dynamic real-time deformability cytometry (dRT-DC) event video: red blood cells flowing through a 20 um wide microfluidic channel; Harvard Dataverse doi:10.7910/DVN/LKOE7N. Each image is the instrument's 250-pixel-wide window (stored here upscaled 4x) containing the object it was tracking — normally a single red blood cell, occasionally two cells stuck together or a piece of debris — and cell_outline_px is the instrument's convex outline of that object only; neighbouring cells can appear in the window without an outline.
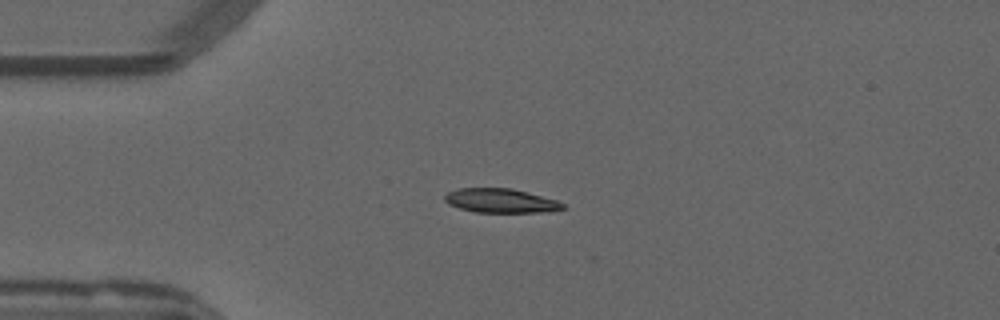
{"species": "common noctule bat (a hibernating species)", "species_latin": "Nyctalus noctula", "temperature_condition": "warm", "stored_images_in_passage": 41, "camera_frame_rate_fps": 3000, "um_per_image_px": 0.085, "animal": {"sex": "male", "forearm_length_mm": 52.5}, "frame": {"image": 1, "passage_image": 1, "time_ms": 0.0, "image_size_px": [1000, 320], "cell_outline_px": [[564, 208], [548, 212], [476, 212], [460, 208], [448, 204], [444, 200], [444, 196], [448, 192], [456, 188], [512, 188], [528, 192], [556, 200], [564, 204]], "centroid_in_image_um": [42.54, 17.05], "position_along_channel_um": 42.5, "area_um2": 16.59}}
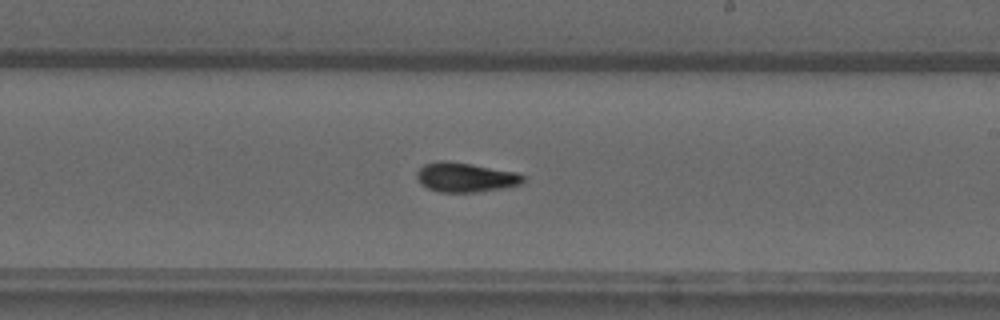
{"frame": {"image": 2, "passage_image": 19, "time_ms": 6.0, "image_size_px": [1000, 320], "cell_outline_px": [[524, 180], [520, 184], [500, 188], [476, 192], [440, 192], [428, 188], [416, 176], [416, 172], [424, 164], [440, 160], [448, 160], [472, 164], [516, 172], [524, 176]], "centroid_in_image_um": [39.55, 15.05], "position_along_channel_um": 249.5, "area_um2": 18.03}}
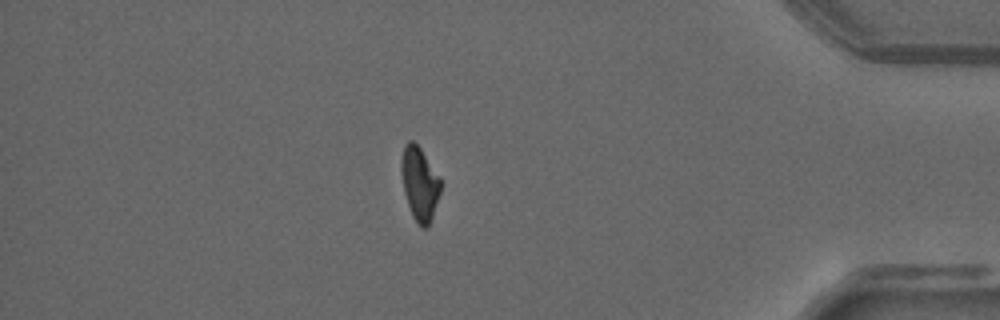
{"frame": {"image": 3, "passage_image": 34, "time_ms": 11.0, "image_size_px": [1000, 320], "cell_outline_px": [[440, 192], [428, 228], [424, 228], [412, 216], [404, 192], [400, 172], [400, 160], [404, 144], [408, 140], [412, 140], [420, 148], [440, 176]], "centroid_in_image_um": [35.64, 15.56], "position_along_channel_um": 399.6, "area_um2": 16.82}, "authors_computed_cell_mechanics": {"area_um2": 17.5134, "velocity_mm_per_s": 3.8138, "shape_relaxation_time_tau1_ms": null, "shape_relaxation_time_tau2_ms": 3.0395, "deformation_change_tau1": null, "deformation_change_tau2": 0.075}}